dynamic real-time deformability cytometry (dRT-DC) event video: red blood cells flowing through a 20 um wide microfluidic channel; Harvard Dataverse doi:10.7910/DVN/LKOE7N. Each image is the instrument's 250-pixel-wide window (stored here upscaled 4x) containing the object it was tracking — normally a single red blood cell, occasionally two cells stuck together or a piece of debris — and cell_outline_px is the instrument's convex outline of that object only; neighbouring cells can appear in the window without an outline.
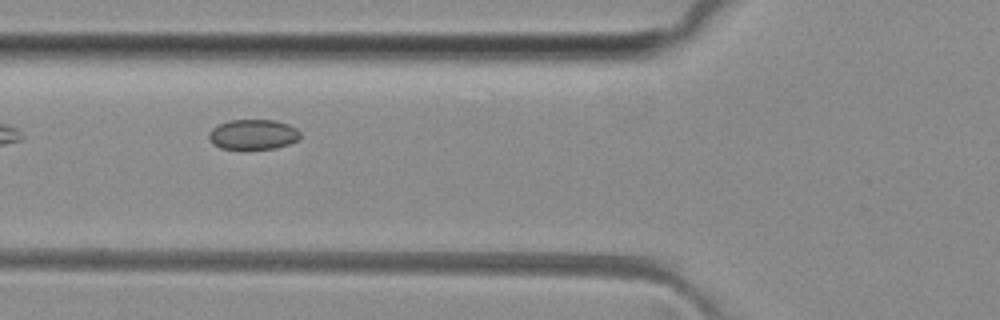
{"species": "common noctule bat (a hibernating species)", "species_latin": "Nyctalus noctula", "temperature_condition": "room temperature", "stored_images_in_passage": 23, "camera_frame_rate_fps": 3000, "um_per_image_px": 0.085, "animal": {"sex": "female", "body_mass_g": 29.2, "forearm_length_mm": 56.3}, "frame": {"image": 1, "passage_image": 6, "time_ms": 1.667, "image_size_px": [1000, 320], "cell_outline_px": [[300, 140], [276, 148], [244, 152], [220, 148], [212, 144], [208, 136], [208, 132], [212, 128], [228, 120], [276, 120], [288, 124], [296, 128], [300, 132]], "centroid_in_image_um": [21.49, 11.48], "position_along_channel_um": 104.3, "area_um2": 16.82}}
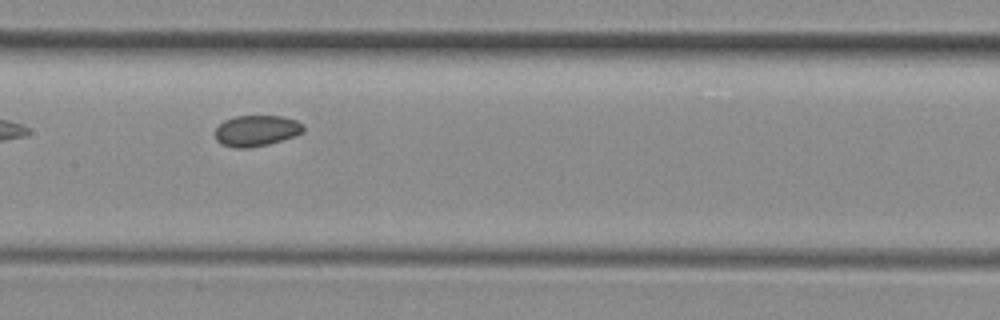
{"frame": {"image": 2, "passage_image": 12, "time_ms": 3.667, "image_size_px": [1000, 320], "cell_outline_px": [[304, 132], [296, 136], [268, 144], [248, 148], [236, 148], [220, 144], [216, 140], [216, 128], [224, 120], [236, 116], [284, 116], [296, 120], [304, 124]], "centroid_in_image_um": [21.82, 11.11], "position_along_channel_um": 185.6, "area_um2": 16.07}}
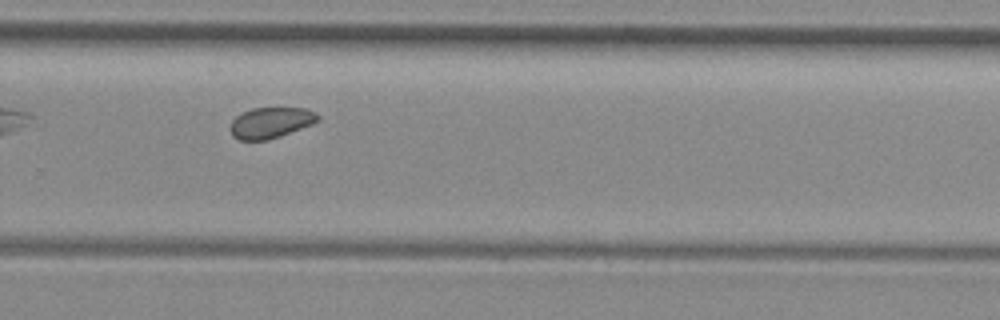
{"frame": {"image": 3, "passage_image": 21, "time_ms": 6.667, "image_size_px": [1000, 320], "cell_outline_px": [[320, 120], [312, 124], [280, 136], [268, 140], [240, 140], [232, 136], [228, 128], [232, 120], [236, 116], [252, 108], [304, 108], [316, 112], [320, 116]], "centroid_in_image_um": [23.0, 10.43], "position_along_channel_um": 306.8, "area_um2": 15.84}}